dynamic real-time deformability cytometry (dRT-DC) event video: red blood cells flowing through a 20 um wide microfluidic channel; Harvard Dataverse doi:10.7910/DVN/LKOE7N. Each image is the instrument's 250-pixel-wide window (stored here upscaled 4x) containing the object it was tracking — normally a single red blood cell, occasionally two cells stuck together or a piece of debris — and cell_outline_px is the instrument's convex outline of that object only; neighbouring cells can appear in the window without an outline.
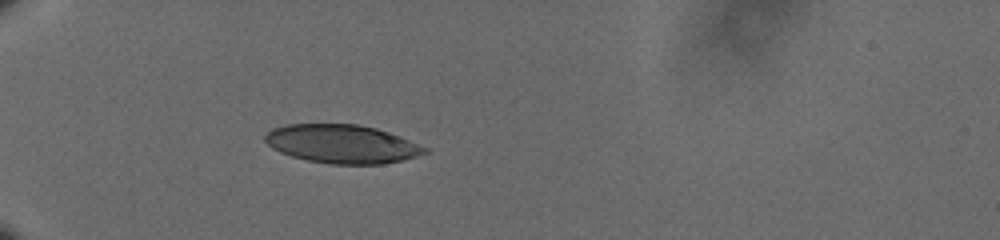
{"species": "human", "species_latin": "Homo sapiens", "temperature_condition": "cold", "stored_images_in_passage": 40, "camera_frame_rate_fps": 3000, "um_per_image_px": 0.085, "donor": {"sex": "male"}, "frame": {"image": 1, "passage_image": 1, "time_ms": 0.0, "image_size_px": [1000, 240], "cell_outline_px": [[428, 152], [404, 160], [384, 164], [332, 164], [308, 160], [292, 156], [280, 152], [272, 148], [264, 140], [264, 136], [272, 128], [288, 124], [356, 124], [376, 128], [388, 132], [428, 148]], "centroid_in_image_um": [29.06, 12.24], "position_along_channel_um": 55.9, "area_um2": 35.72}}
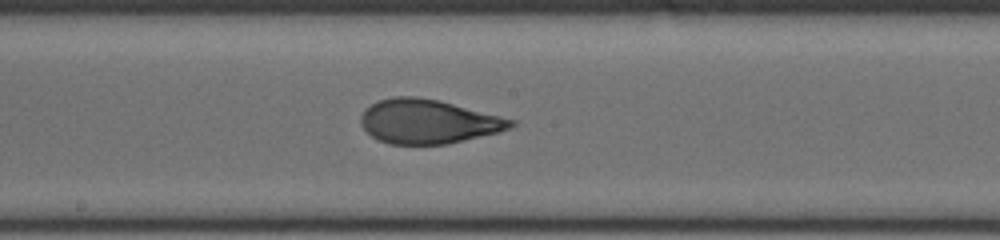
{"frame": {"image": 2, "passage_image": 16, "time_ms": 5.0, "image_size_px": [1000, 240], "cell_outline_px": [[516, 124], [500, 132], [448, 144], [388, 144], [372, 136], [360, 124], [360, 116], [364, 108], [380, 100], [392, 96], [416, 96], [440, 100], [516, 120]], "centroid_in_image_um": [36.39, 10.32], "position_along_channel_um": 211.8, "area_um2": 38.73}}
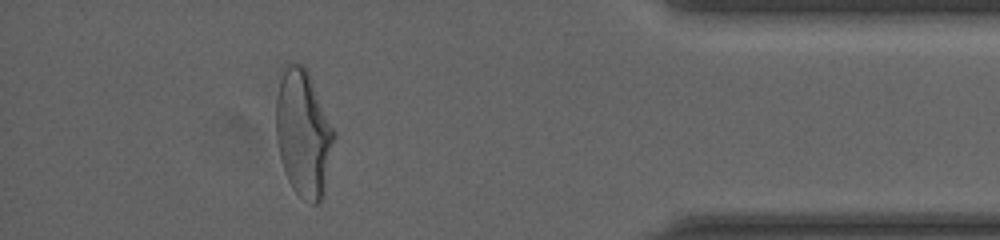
{"frame": {"image": 3, "passage_image": 35, "time_ms": 11.333, "image_size_px": [1000, 240], "cell_outline_px": [[336, 136], [324, 196], [316, 204], [312, 204], [304, 200], [292, 188], [284, 172], [280, 160], [276, 140], [276, 96], [280, 80], [288, 64], [304, 64], [308, 72], [336, 132]], "centroid_in_image_um": [25.8, 11.4], "position_along_channel_um": 409.4, "area_um2": 43.18}, "authors_computed_cell_mechanics": {"area_um2": 38.726, "velocity_mm_per_s": 3.6157, "shape_relaxation_time_tau1_ms": 4.6607, "shape_relaxation_time_tau2_ms": 0.924, "deformation_change_tau1": 0.174, "deformation_change_tau2": 0.0719}}